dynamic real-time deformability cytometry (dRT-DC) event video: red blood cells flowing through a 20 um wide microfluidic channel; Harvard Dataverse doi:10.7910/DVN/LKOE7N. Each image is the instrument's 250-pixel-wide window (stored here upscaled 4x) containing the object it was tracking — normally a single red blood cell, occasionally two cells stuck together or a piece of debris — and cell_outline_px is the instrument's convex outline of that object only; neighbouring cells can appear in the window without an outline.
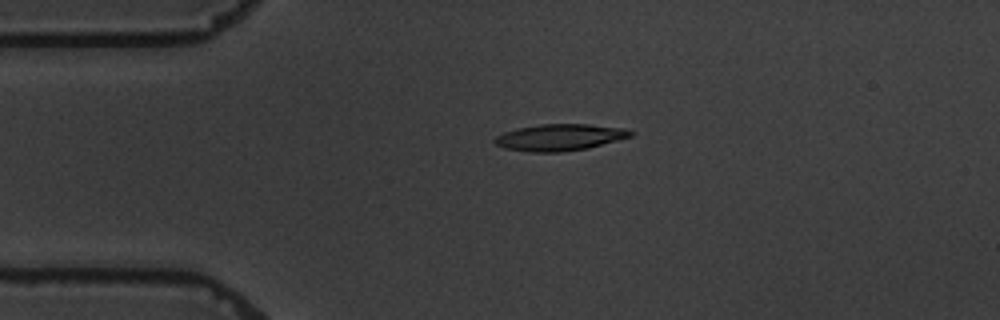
{"species": "common noctule bat (a hibernating species)", "species_latin": "Nyctalus noctula", "temperature_condition": "warm", "stored_images_in_passage": 2, "camera_frame_rate_fps": 3000, "um_per_image_px": 0.085, "animal": {"sex": "male", "body_mass_g": 19.5, "forearm_length_mm": 54.6}, "frame": {"image": 1, "passage_image": 2, "time_ms": 1.333, "image_size_px": [1000, 320], "cell_outline_px": [[636, 132], [632, 136], [588, 148], [560, 152], [528, 152], [504, 148], [496, 144], [492, 140], [496, 136], [504, 132], [516, 128], [540, 124], [588, 124], [624, 128]], "centroid_in_image_um": [47.56, 11.67], "position_along_channel_um": 37.4, "area_um2": 21.15}}